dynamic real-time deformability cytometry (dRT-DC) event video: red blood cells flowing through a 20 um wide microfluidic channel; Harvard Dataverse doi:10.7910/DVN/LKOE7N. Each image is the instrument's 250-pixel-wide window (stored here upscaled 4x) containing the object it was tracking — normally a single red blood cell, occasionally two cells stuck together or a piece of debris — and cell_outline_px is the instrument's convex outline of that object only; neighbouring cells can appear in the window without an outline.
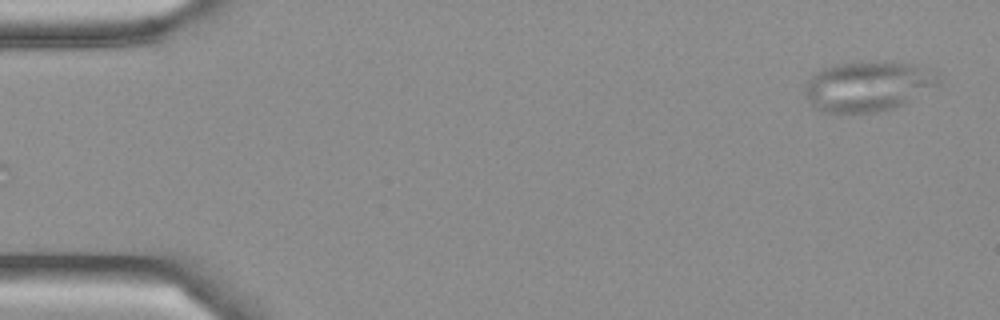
{"species": "Egyptian fruit bat (a non-hibernating species)", "species_latin": "Rousettus aegyptiacus", "temperature_condition": "cold", "stored_images_in_passage": 4, "camera_frame_rate_fps": 3000, "um_per_image_px": 0.085, "frame": {"image": 1, "passage_image": 4, "time_ms": 1.0, "image_size_px": [1000, 320], "cell_outline_px": [[940, 84], [904, 104], [892, 108], [876, 112], [820, 112], [812, 108], [804, 92], [804, 88], [808, 80], [820, 68], [836, 64], [880, 60], [892, 60], [916, 64], [936, 76], [940, 80]], "centroid_in_image_um": [73.73, 7.31], "position_along_channel_um": 11.3, "area_um2": 39.3}}